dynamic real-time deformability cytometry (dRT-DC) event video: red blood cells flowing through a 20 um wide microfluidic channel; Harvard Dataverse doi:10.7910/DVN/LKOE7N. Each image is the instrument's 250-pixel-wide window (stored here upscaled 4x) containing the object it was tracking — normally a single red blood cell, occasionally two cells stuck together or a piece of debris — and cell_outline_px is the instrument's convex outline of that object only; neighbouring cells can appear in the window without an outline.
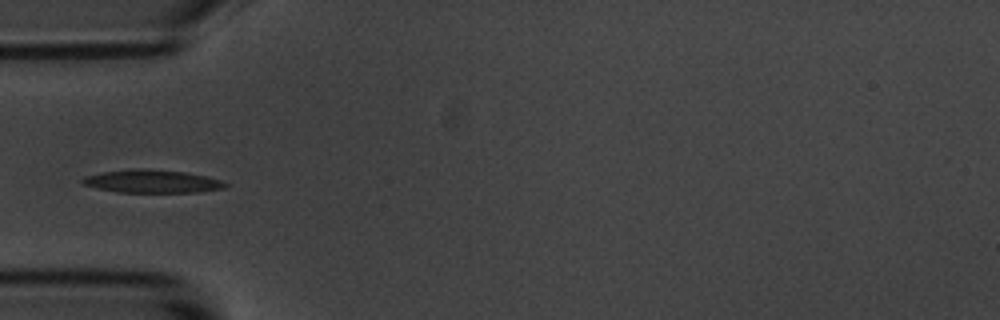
{"species": "common noctule bat (a hibernating species)", "species_latin": "Nyctalus noctula", "temperature_condition": "room temperature", "stored_images_in_passage": 15, "camera_frame_rate_fps": 3000, "um_per_image_px": 0.085, "animal": {"sex": "male", "body_mass_g": 20.1, "forearm_length_mm": 53.5}, "frame": {"image": 1, "passage_image": 5, "time_ms": 5.667, "image_size_px": [1000, 320], "cell_outline_px": [[228, 184], [224, 188], [200, 192], [120, 192], [96, 188], [84, 184], [80, 180], [84, 176], [100, 172], [132, 168], [144, 168], [188, 172], [220, 180]], "centroid_in_image_um": [12.89, 15.4], "position_along_channel_um": 72.1, "area_um2": 19.25}}
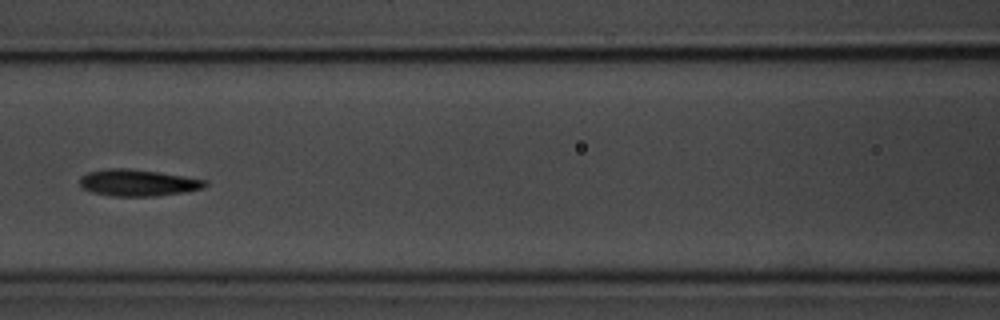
{"frame": {"image": 2, "passage_image": 7, "time_ms": 8.0, "image_size_px": [1000, 320], "cell_outline_px": [[208, 184], [204, 188], [184, 192], [156, 196], [112, 196], [92, 192], [84, 188], [80, 184], [80, 180], [88, 172], [108, 168], [128, 168], [160, 172], [208, 180]], "centroid_in_image_um": [11.77, 15.53], "position_along_channel_um": 154.8, "area_um2": 19.42}}
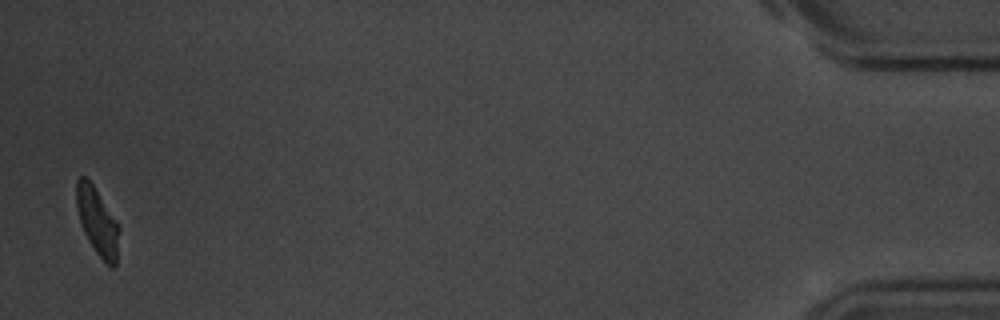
{"frame": {"image": 3, "passage_image": 15, "time_ms": 18.333, "image_size_px": [1000, 320], "cell_outline_px": [[120, 228], [116, 264], [112, 268], [96, 252], [88, 240], [80, 224], [76, 204], [76, 180], [80, 176], [84, 176], [92, 184], [120, 224]], "centroid_in_image_um": [8.29, 18.81], "position_along_channel_um": 426.9, "area_um2": 16.76}, "authors_computed_cell_mechanics": {"area_um2": 18.6116, "velocity_mm_per_s": 3.5108, "shape_relaxation_time_tau1_ms": 3.0538, "shape_relaxation_time_tau2_ms": 3.8452, "deformation_change_tau1": 0.1367, "deformation_change_tau2": 0.0937}}